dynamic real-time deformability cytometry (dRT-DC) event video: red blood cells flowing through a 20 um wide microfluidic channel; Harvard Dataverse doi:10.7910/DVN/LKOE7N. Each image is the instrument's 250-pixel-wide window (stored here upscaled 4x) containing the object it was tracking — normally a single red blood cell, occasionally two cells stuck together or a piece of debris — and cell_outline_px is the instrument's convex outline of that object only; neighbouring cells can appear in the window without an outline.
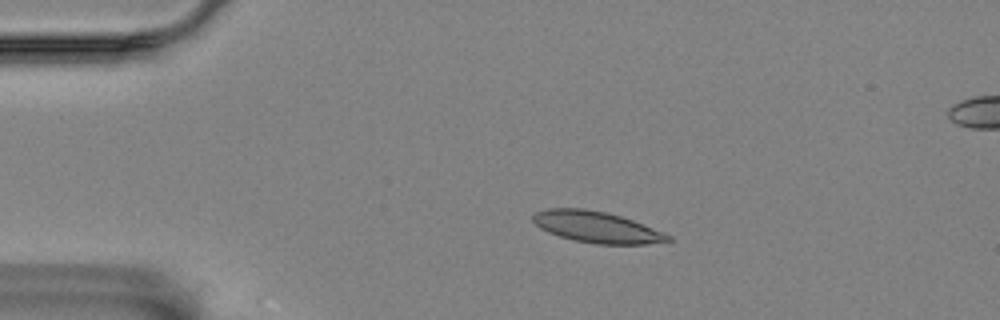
{"species": "Egyptian fruit bat (a non-hibernating species)", "species_latin": "Rousettus aegyptiacus", "temperature_condition": "room temperature", "stored_images_in_passage": 5, "camera_frame_rate_fps": 3000, "um_per_image_px": 0.085, "animal": {"sex": "female"}, "frame": {"image": 1, "passage_image": 3, "time_ms": 0.667, "image_size_px": [1000, 320], "cell_outline_px": [[672, 240], [648, 244], [596, 244], [576, 240], [560, 236], [548, 232], [540, 228], [532, 220], [532, 216], [536, 212], [548, 208], [584, 208], [604, 212], [620, 216], [632, 220], [664, 232], [672, 236]], "centroid_in_image_um": [50.72, 19.3], "position_along_channel_um": 34.3, "area_um2": 24.39}}
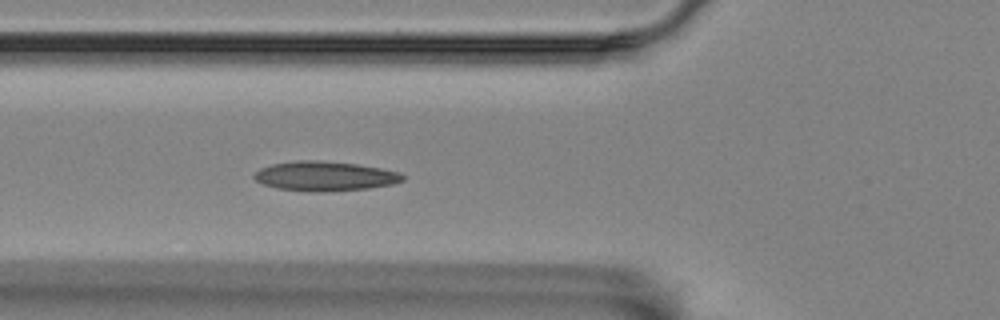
{"frame": {"image": 2, "passage_image": 5, "time_ms": 1.333, "image_size_px": [1000, 320], "cell_outline_px": [[404, 180], [392, 184], [368, 188], [328, 192], [320, 192], [276, 188], [264, 184], [256, 180], [252, 176], [260, 168], [272, 164], [296, 160], [316, 160], [356, 164], [380, 168], [400, 172], [404, 176]], "centroid_in_image_um": [27.61, 14.97], "position_along_channel_um": 98.2, "area_um2": 25.49}}